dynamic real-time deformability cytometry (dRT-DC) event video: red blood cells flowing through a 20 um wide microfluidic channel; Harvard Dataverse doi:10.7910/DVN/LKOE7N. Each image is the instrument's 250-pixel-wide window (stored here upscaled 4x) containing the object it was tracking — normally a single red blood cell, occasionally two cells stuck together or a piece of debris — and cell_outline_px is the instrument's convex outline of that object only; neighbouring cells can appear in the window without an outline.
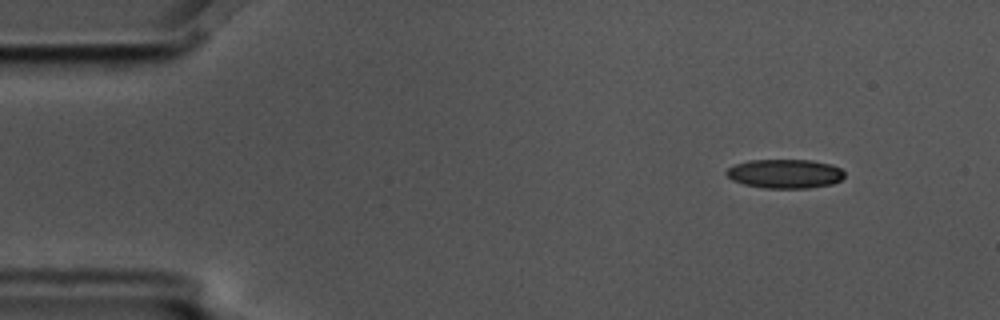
{"species": "common noctule bat (a hibernating species)", "species_latin": "Nyctalus noctula", "temperature_condition": "cold", "stored_images_in_passage": 5, "camera_frame_rate_fps": 3000, "um_per_image_px": 0.085, "animal": {"sex": "male", "body_mass_g": 17.5, "forearm_length_mm": 52.3}, "frame": {"image": 1, "passage_image": 2, "time_ms": 0.333, "image_size_px": [1000, 320], "cell_outline_px": [[844, 176], [840, 180], [832, 184], [808, 188], [764, 188], [744, 184], [732, 180], [724, 172], [728, 168], [736, 164], [748, 160], [812, 160], [832, 164], [840, 168], [844, 172]], "centroid_in_image_um": [66.72, 14.76], "position_along_channel_um": 18.3, "area_um2": 20.06}}
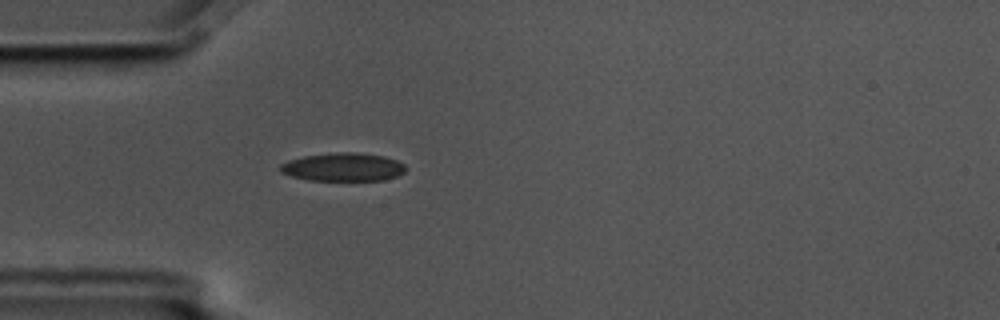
{"frame": {"image": 2, "passage_image": 5, "time_ms": 1.333, "image_size_px": [1000, 320], "cell_outline_px": [[404, 172], [396, 176], [384, 180], [308, 180], [292, 176], [280, 172], [280, 164], [288, 160], [304, 156], [336, 152], [356, 152], [384, 156], [396, 160], [404, 164]], "centroid_in_image_um": [29.14, 14.19], "position_along_channel_um": 55.9, "area_um2": 20.58}}